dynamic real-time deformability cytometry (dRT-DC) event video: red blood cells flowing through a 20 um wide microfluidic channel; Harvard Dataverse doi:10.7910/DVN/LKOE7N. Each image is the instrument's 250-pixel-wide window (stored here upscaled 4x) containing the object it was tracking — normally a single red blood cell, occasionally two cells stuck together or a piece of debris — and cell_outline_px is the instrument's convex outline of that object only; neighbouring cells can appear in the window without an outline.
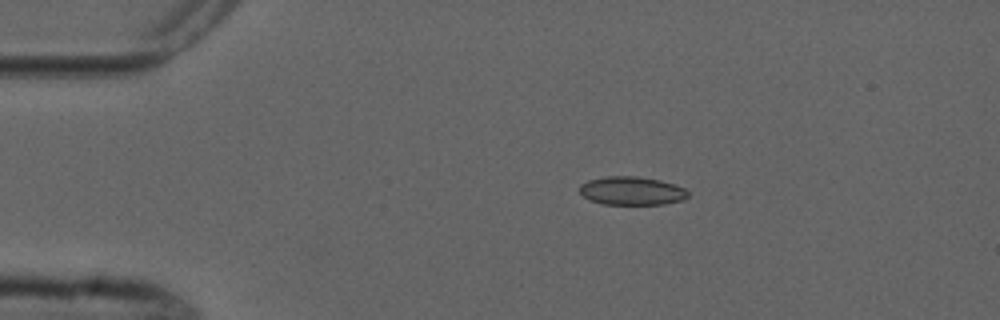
{"species": "common noctule bat (a hibernating species)", "species_latin": "Nyctalus noctula", "temperature_condition": "cold", "stored_images_in_passage": 5, "camera_frame_rate_fps": 3000, "um_per_image_px": 0.085, "animal": {"sex": "male", "forearm_length_mm": 52.5}, "frame": {"image": 1, "passage_image": 1, "time_ms": 0.0, "image_size_px": [1000, 320], "cell_outline_px": [[688, 196], [684, 200], [664, 204], [604, 204], [588, 200], [580, 192], [580, 184], [588, 180], [604, 176], [636, 176], [660, 180], [676, 184], [684, 188], [688, 192]], "centroid_in_image_um": [53.7, 16.21], "position_along_channel_um": 31.3, "area_um2": 18.09}}
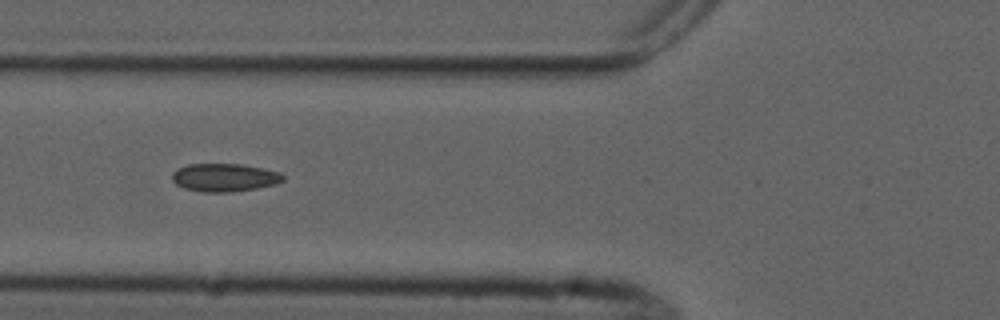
{"frame": {"image": 2, "passage_image": 4, "time_ms": 3.333, "image_size_px": [1000, 320], "cell_outline_px": [[284, 180], [276, 184], [256, 188], [232, 192], [200, 192], [184, 188], [176, 184], [172, 180], [172, 172], [176, 168], [188, 164], [240, 164], [280, 172], [284, 176]], "centroid_in_image_um": [19.04, 15.09], "position_along_channel_um": 106.8, "area_um2": 18.21}}
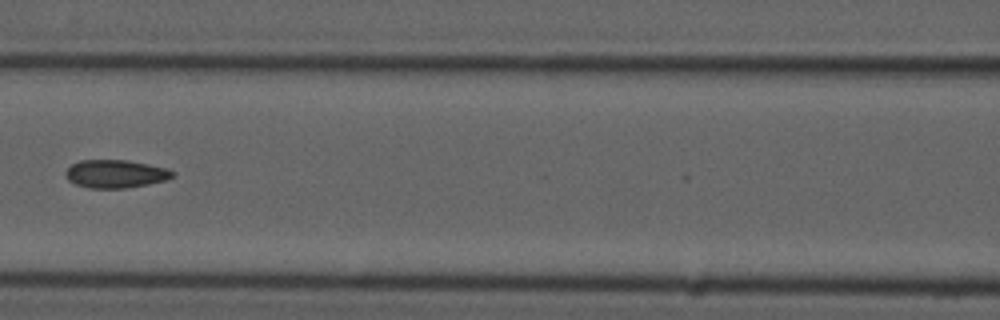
{"frame": {"image": 3, "passage_image": 5, "time_ms": 4.667, "image_size_px": [1000, 320], "cell_outline_px": [[176, 172], [168, 180], [148, 184], [124, 188], [88, 188], [76, 184], [68, 180], [64, 172], [72, 164], [80, 160], [128, 160], [168, 168]], "centroid_in_image_um": [9.84, 14.77], "position_along_channel_um": 156.8, "area_um2": 17.57}}